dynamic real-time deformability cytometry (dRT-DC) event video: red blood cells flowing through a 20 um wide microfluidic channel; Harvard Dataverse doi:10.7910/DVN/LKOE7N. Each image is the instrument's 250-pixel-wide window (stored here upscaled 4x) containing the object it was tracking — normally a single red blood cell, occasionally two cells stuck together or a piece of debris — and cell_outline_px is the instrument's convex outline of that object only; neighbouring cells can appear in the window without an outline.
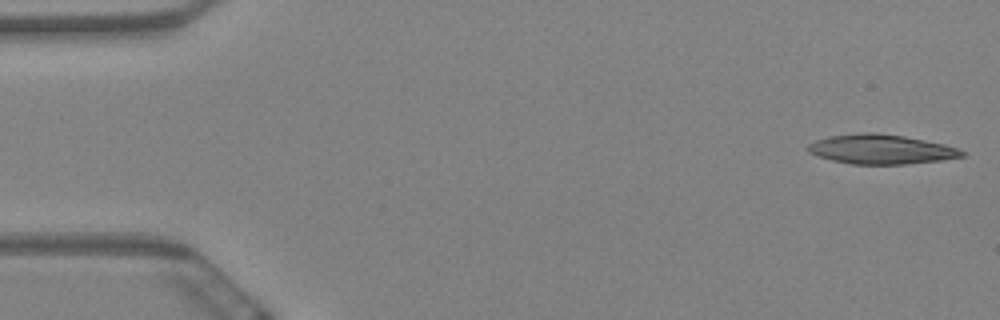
{"species": "Egyptian fruit bat (a non-hibernating species)", "species_latin": "Rousettus aegyptiacus", "temperature_condition": "warm", "stored_images_in_passage": 8, "camera_frame_rate_fps": 3000, "um_per_image_px": 0.085, "animal": {"sex": "female"}, "frame": {"image": 1, "passage_image": 1, "time_ms": 0.0, "image_size_px": [1000, 320], "cell_outline_px": [[964, 156], [940, 160], [908, 164], [852, 164], [832, 160], [808, 152], [804, 148], [808, 144], [816, 140], [828, 136], [860, 132], [872, 132], [904, 136], [944, 144], [956, 148], [964, 152]], "centroid_in_image_um": [74.84, 12.68], "position_along_channel_um": 10.2, "area_um2": 26.41}}
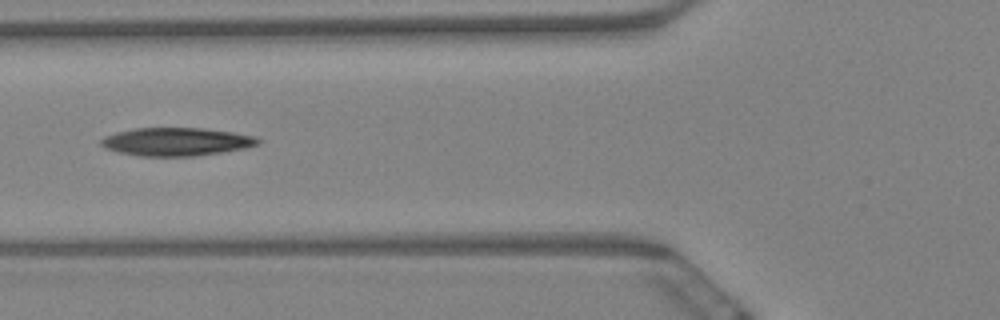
{"frame": {"image": 2, "passage_image": 7, "time_ms": 2.0, "image_size_px": [1000, 320], "cell_outline_px": [[260, 144], [244, 148], [220, 152], [192, 156], [140, 156], [120, 152], [108, 148], [100, 144], [100, 140], [104, 136], [116, 132], [132, 128], [204, 128], [232, 132], [256, 136], [260, 140]], "centroid_in_image_um": [14.99, 12.03], "position_along_channel_um": 110.8, "area_um2": 25.61}}
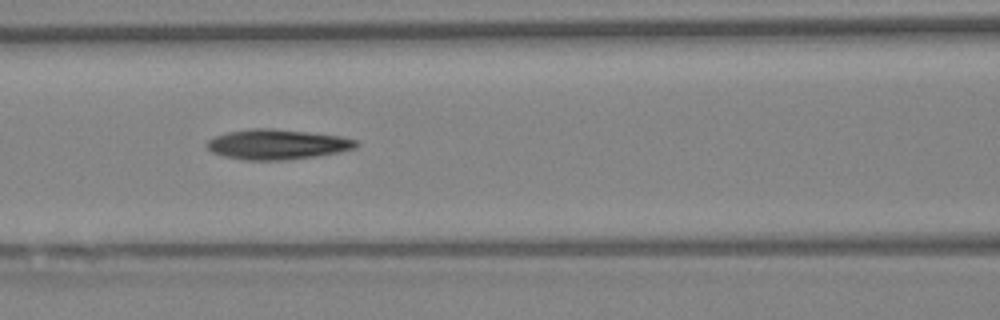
{"frame": {"image": 3, "passage_image": 8, "time_ms": 2.333, "image_size_px": [1000, 320], "cell_outline_px": [[360, 144], [356, 148], [340, 152], [320, 156], [288, 160], [244, 160], [224, 156], [212, 152], [204, 144], [208, 140], [216, 136], [228, 132], [252, 128], [272, 128], [308, 132], [340, 136], [356, 140]], "centroid_in_image_um": [23.58, 12.28], "position_along_channel_um": 143.0, "area_um2": 26.36}}